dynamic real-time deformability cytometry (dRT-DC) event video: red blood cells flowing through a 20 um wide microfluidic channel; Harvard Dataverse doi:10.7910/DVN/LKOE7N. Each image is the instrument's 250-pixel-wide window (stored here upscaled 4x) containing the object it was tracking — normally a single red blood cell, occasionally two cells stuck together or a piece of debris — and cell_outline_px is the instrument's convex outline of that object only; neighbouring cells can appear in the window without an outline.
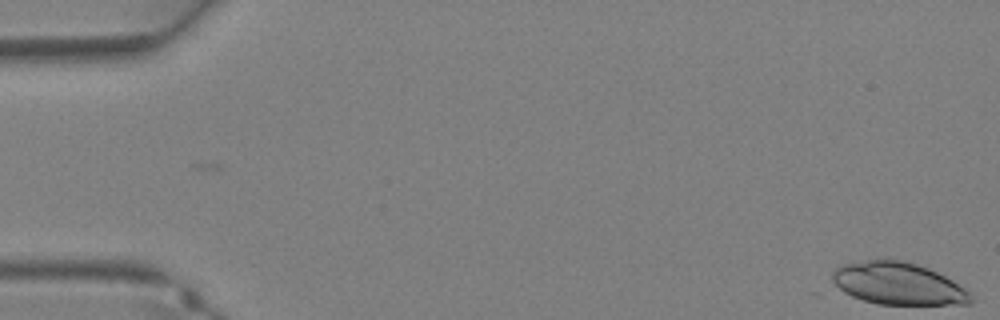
{"species": "Egyptian fruit bat (a non-hibernating species)", "species_latin": "Rousettus aegyptiacus", "temperature_condition": "warm", "stored_images_in_passage": 13, "camera_frame_rate_fps": 3000, "um_per_image_px": 0.085, "animal": {"sex": "female"}, "frame": {"image": 1, "passage_image": 1, "time_ms": 0.0, "image_size_px": [1000, 320], "cell_outline_px": [[972, 304], [880, 304], [864, 300], [852, 296], [836, 288], [832, 284], [832, 272], [840, 264], [868, 260], [900, 260], [916, 264], [928, 268], [952, 280], [964, 288], [972, 296]], "centroid_in_image_um": [76.3, 24.11], "position_along_channel_um": 8.7, "area_um2": 33.87}}